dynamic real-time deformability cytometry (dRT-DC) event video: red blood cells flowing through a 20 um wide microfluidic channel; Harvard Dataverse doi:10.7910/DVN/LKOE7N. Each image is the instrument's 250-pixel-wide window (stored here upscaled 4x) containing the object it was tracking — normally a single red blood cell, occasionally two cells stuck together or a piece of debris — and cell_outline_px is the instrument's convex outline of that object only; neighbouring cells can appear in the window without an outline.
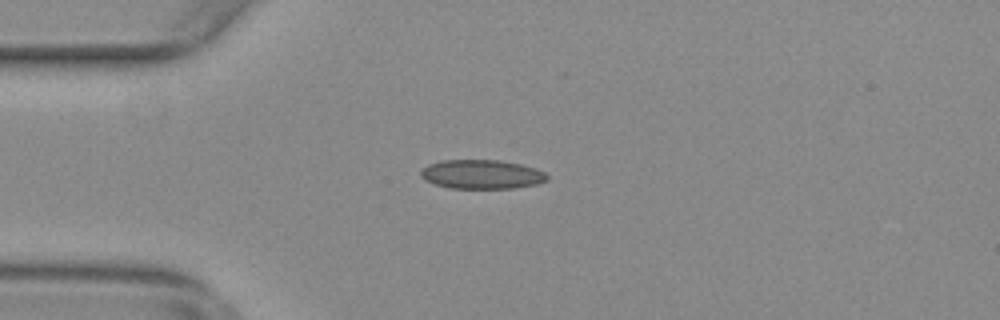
{"species": "common noctule bat (a hibernating species)", "species_latin": "Nyctalus noctula", "temperature_condition": "warm", "stored_images_in_passage": 42, "camera_frame_rate_fps": 3000, "um_per_image_px": 0.085, "animal": {"sex": "female", "body_mass_g": 29.2, "forearm_length_mm": 56.3}, "frame": {"image": 1, "passage_image": 7, "time_ms": 2.0, "image_size_px": [1000, 320], "cell_outline_px": [[548, 180], [536, 184], [516, 188], [448, 188], [424, 180], [420, 176], [420, 172], [428, 164], [440, 160], [500, 160], [520, 164], [536, 168], [544, 172], [548, 176]], "centroid_in_image_um": [40.94, 14.81], "position_along_channel_um": 44.1, "area_um2": 21.5}}
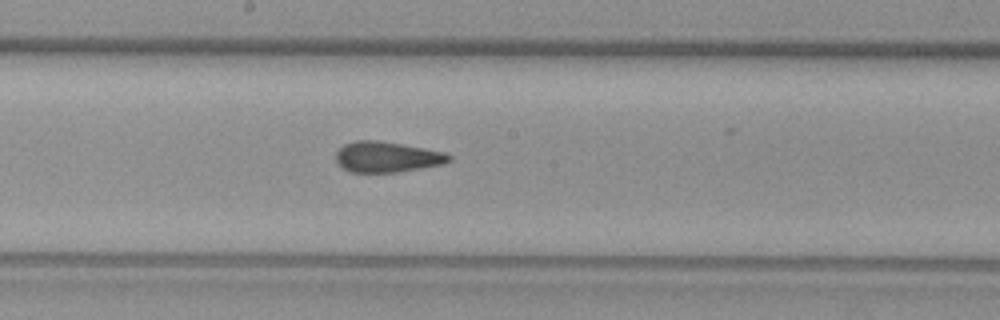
{"frame": {"image": 2, "passage_image": 22, "time_ms": 7.0, "image_size_px": [1000, 320], "cell_outline_px": [[452, 160], [440, 164], [420, 168], [396, 172], [352, 172], [336, 164], [336, 152], [344, 144], [356, 140], [376, 140], [424, 148], [444, 152], [452, 156]], "centroid_in_image_um": [32.86, 13.33], "position_along_channel_um": 215.3, "area_um2": 20.0}}
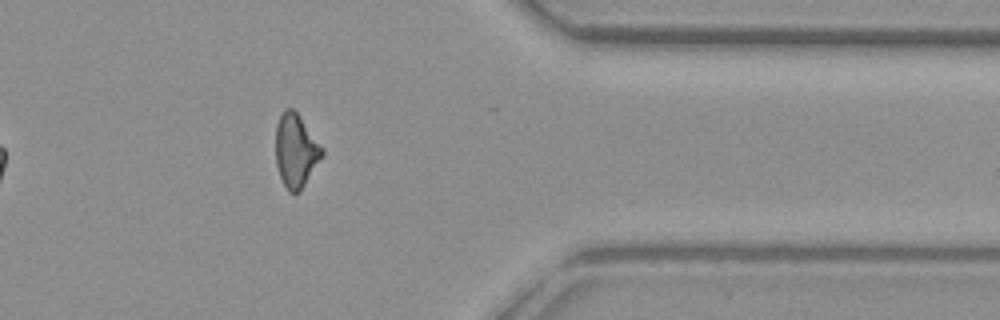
{"frame": {"image": 3, "passage_image": 37, "time_ms": 12.0, "image_size_px": [1000, 320], "cell_outline_px": [[324, 156], [300, 192], [288, 192], [280, 176], [276, 164], [276, 124], [284, 108], [292, 108], [300, 116], [324, 148]], "centroid_in_image_um": [25.17, 12.81], "position_along_channel_um": 386.2, "area_um2": 20.06}, "authors_computed_cell_mechanics": {"area_um2": 20.4034, "velocity_mm_per_s": 3.7872, "shape_relaxation_time_tau1_ms": null, "shape_relaxation_time_tau2_ms": 2.1432, "deformation_change_tau1": null, "deformation_change_tau2": 0.0809}}